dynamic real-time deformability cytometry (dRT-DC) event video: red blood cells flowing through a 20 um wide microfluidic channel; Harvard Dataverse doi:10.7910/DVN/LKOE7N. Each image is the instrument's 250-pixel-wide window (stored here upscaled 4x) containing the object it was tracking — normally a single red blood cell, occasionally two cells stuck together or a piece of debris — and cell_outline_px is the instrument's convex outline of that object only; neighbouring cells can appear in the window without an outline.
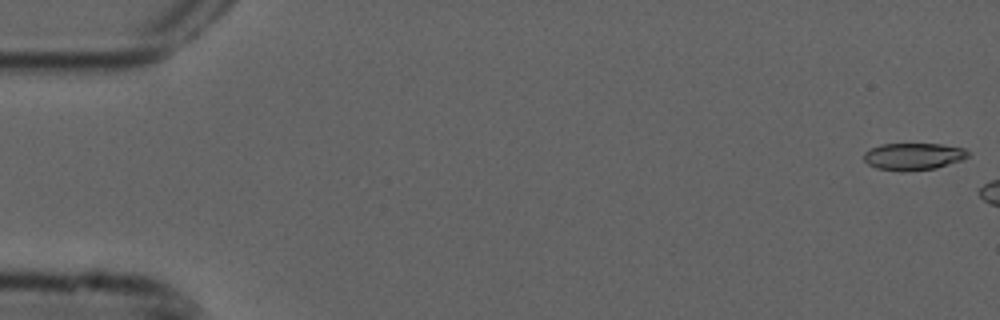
{"species": "common noctule bat (a hibernating species)", "species_latin": "Nyctalus noctula", "temperature_condition": "cold", "stored_images_in_passage": 3, "camera_frame_rate_fps": 3000, "um_per_image_px": 0.085, "animal": {"sex": "male", "forearm_length_mm": 52.5}, "frame": {"image": 1, "passage_image": 1, "time_ms": 0.0, "image_size_px": [1000, 320], "cell_outline_px": [[972, 156], [964, 160], [936, 168], [904, 172], [900, 172], [876, 168], [868, 164], [864, 160], [864, 152], [880, 144], [940, 144], [964, 148]], "centroid_in_image_um": [77.67, 13.31], "position_along_channel_um": 7.3, "area_um2": 16.7}}